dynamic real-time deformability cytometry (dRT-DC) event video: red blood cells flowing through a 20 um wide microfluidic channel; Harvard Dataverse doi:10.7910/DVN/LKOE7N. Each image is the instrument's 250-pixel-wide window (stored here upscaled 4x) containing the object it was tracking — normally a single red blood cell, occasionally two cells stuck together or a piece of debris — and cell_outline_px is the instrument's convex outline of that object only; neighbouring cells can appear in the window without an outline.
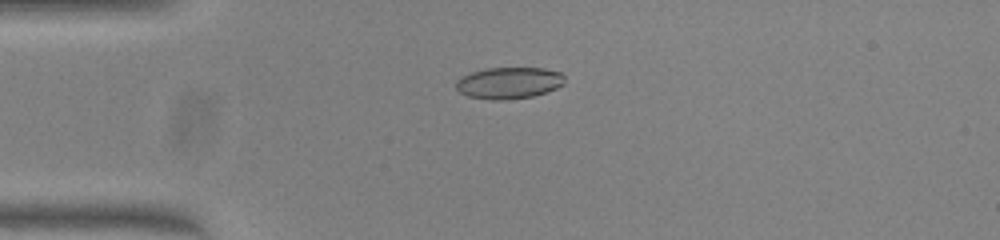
{"species": "common noctule bat (a hibernating species)", "species_latin": "Nyctalus noctula", "temperature_condition": "warm", "stored_images_in_passage": 39, "camera_frame_rate_fps": 3000, "um_per_image_px": 0.085, "animal": {"sex": "female", "body_mass_g": 23.0, "forearm_length_mm": 53.4}, "frame": {"image": 1, "passage_image": 1, "time_ms": 0.0, "image_size_px": [1000, 240], "cell_outline_px": [[564, 84], [556, 88], [532, 96], [504, 100], [492, 100], [468, 96], [460, 92], [456, 88], [456, 80], [472, 72], [488, 68], [544, 68], [560, 72], [564, 76]], "centroid_in_image_um": [43.26, 7.04], "position_along_channel_um": 41.7, "area_um2": 19.83}}
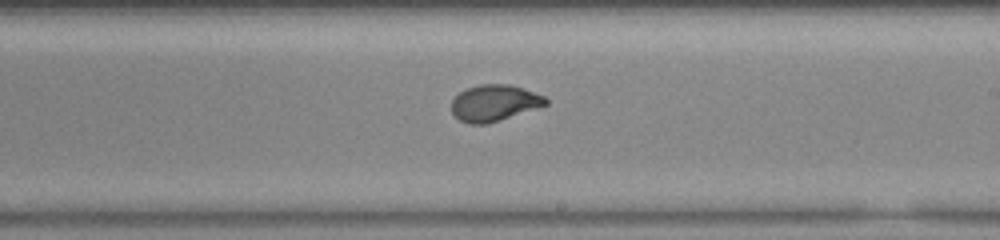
{"frame": {"image": 2, "passage_image": 18, "time_ms": 5.667, "image_size_px": [1000, 240], "cell_outline_px": [[548, 104], [484, 124], [468, 124], [460, 120], [452, 112], [452, 100], [460, 92], [468, 88], [480, 84], [508, 84], [544, 96], [548, 100]], "centroid_in_image_um": [41.98, 8.74], "position_along_channel_um": 247.0, "area_um2": 19.36}}
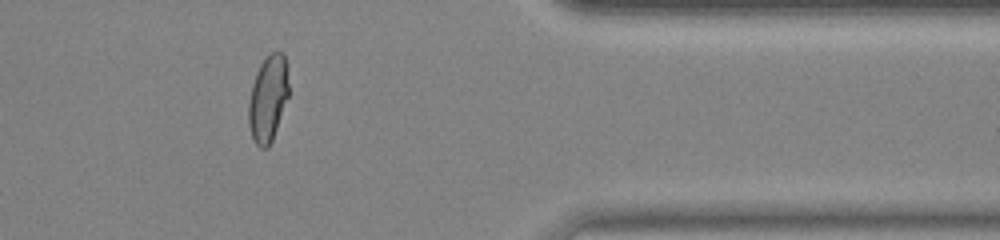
{"frame": {"image": 3, "passage_image": 30, "time_ms": 9.667, "image_size_px": [1000, 240], "cell_outline_px": [[288, 96], [272, 140], [268, 148], [260, 148], [256, 144], [252, 136], [248, 124], [248, 100], [252, 84], [256, 72], [260, 64], [272, 52], [284, 52], [288, 64]], "centroid_in_image_um": [22.78, 8.35], "position_along_channel_um": 388.6, "area_um2": 20.29}, "authors_computed_cell_mechanics": {"area_um2": 20.23, "velocity_mm_per_s": 4.0587, "shape_relaxation_time_tau1_ms": 3.4854, "shape_relaxation_time_tau2_ms": null, "deformation_change_tau1": 0.1847, "deformation_change_tau2": null}}